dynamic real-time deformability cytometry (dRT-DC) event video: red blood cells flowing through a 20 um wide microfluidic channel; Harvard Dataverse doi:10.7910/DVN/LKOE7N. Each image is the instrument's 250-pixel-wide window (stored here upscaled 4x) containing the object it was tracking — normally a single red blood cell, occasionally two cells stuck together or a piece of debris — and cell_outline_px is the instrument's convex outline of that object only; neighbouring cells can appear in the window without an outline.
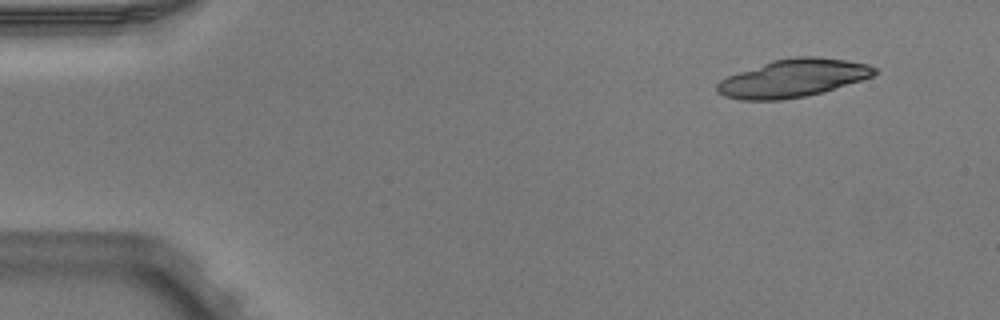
{"species": "Egyptian fruit bat (a non-hibernating species)", "species_latin": "Rousettus aegyptiacus", "temperature_condition": "warm", "stored_images_in_passage": 3, "segment_of_instrument_passage": [2, 2], "camera_frame_rate_fps": 3000, "um_per_image_px": 0.085, "animal": {"sex": "male"}, "frame": {"image": 1, "passage_image": 3, "time_ms": 0.667, "image_size_px": [1000, 320], "cell_outline_px": [[880, 72], [872, 76], [824, 92], [804, 96], [780, 100], [740, 100], [724, 96], [716, 92], [716, 84], [720, 80], [728, 76], [772, 60], [796, 56], [816, 56], [844, 60], [868, 64], [876, 68]], "centroid_in_image_um": [67.39, 6.65], "position_along_channel_um": 17.6, "area_um2": 34.68}}